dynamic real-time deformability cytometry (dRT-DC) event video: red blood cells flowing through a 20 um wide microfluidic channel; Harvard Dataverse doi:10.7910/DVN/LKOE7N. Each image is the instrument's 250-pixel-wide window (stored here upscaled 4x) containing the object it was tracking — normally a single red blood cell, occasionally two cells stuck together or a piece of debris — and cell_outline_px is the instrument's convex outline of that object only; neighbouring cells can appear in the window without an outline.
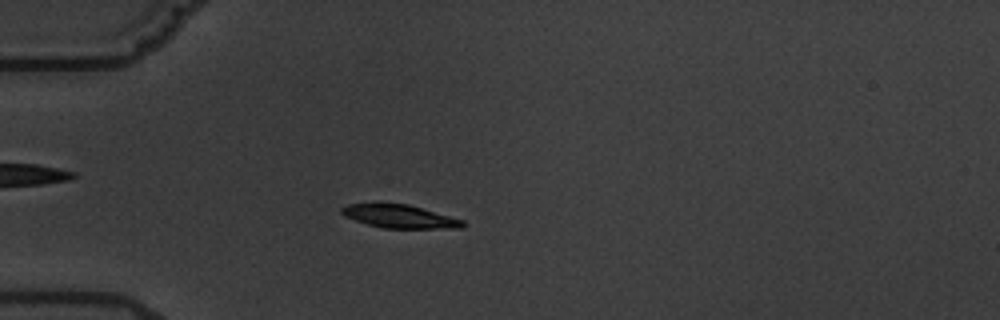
{"species": "common noctule bat (a hibernating species)", "species_latin": "Nyctalus noctula", "temperature_condition": "warm", "stored_images_in_passage": 12, "camera_frame_rate_fps": 3000, "um_per_image_px": 0.085, "animal": {"sex": "male", "body_mass_g": 19.5, "forearm_length_mm": 54.6}, "frame": {"image": 1, "passage_image": 6, "time_ms": 6.0, "image_size_px": [1000, 320], "cell_outline_px": [[464, 228], [384, 228], [368, 224], [344, 216], [340, 212], [340, 208], [348, 204], [376, 200], [408, 204], [464, 220]], "centroid_in_image_um": [33.88, 18.34], "position_along_channel_um": 51.1, "area_um2": 16.99}}
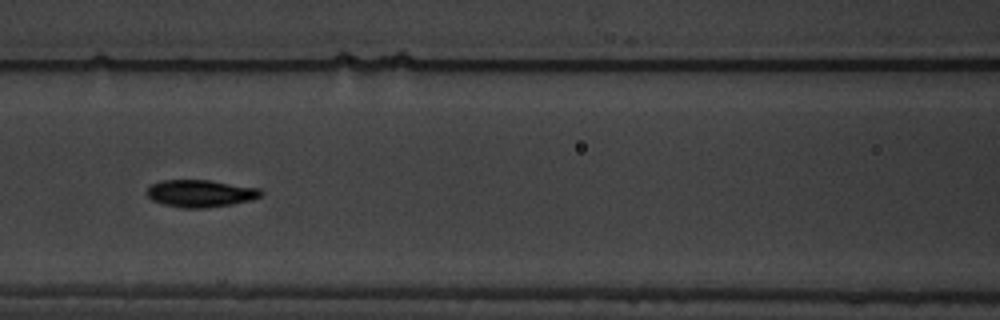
{"frame": {"image": 2, "passage_image": 9, "time_ms": 9.333, "image_size_px": [1000, 320], "cell_outline_px": [[264, 192], [260, 196], [252, 200], [232, 204], [204, 208], [184, 208], [164, 204], [152, 200], [144, 192], [152, 184], [160, 180], [208, 180], [260, 188]], "centroid_in_image_um": [17.04, 16.44], "position_along_channel_um": 149.6, "area_um2": 18.15}}